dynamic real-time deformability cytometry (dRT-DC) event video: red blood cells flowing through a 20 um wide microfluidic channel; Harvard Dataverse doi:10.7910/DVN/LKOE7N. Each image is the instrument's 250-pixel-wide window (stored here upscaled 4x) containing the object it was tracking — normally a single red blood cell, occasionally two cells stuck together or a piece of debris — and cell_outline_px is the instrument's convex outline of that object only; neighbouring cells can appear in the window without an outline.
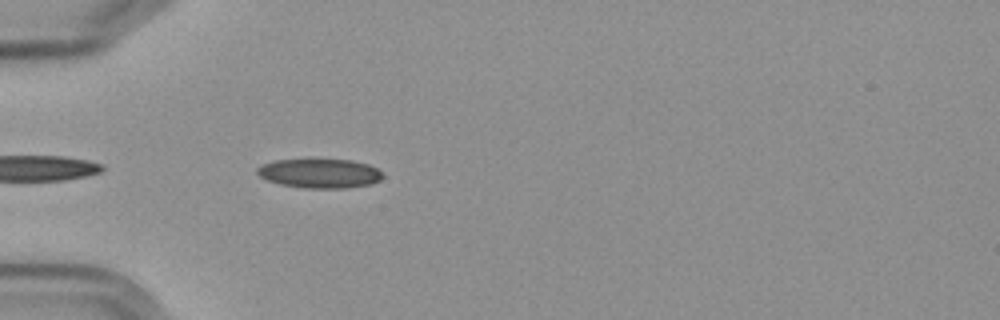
{"species": "Egyptian fruit bat (a non-hibernating species)", "species_latin": "Rousettus aegyptiacus", "temperature_condition": "cold", "stored_images_in_passage": 2, "camera_frame_rate_fps": 3000, "um_per_image_px": 0.085, "frame": {"image": 1, "passage_image": 2, "time_ms": 1.0, "image_size_px": [1000, 320], "cell_outline_px": [[384, 176], [380, 180], [372, 184], [344, 188], [304, 188], [280, 184], [268, 180], [260, 176], [256, 172], [256, 168], [264, 164], [276, 160], [352, 160], [368, 164], [376, 168]], "centroid_in_image_um": [27.19, 14.74], "position_along_channel_um": 57.8, "area_um2": 21.21}}